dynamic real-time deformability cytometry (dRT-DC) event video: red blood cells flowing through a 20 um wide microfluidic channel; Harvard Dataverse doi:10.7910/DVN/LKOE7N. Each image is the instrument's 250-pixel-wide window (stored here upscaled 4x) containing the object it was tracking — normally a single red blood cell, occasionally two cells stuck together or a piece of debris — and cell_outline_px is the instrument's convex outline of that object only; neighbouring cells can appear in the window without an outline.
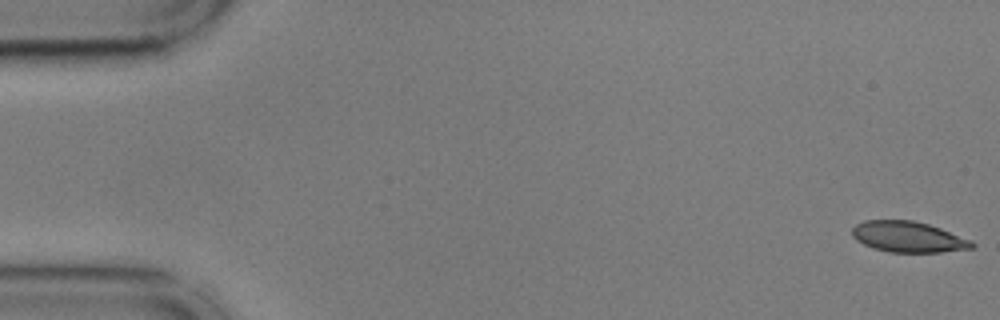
{"species": "common noctule bat (a hibernating species)", "species_latin": "Nyctalus noctula", "temperature_condition": "cold", "stored_images_in_passage": 55, "camera_frame_rate_fps": 3000, "um_per_image_px": 0.085, "animal": {"sex": "male", "body_mass_g": 17.9, "forearm_length_mm": 54.2}, "frame": {"image": 1, "passage_image": 1, "time_ms": 0.0, "image_size_px": [1000, 320], "cell_outline_px": [[976, 244], [972, 248], [940, 252], [888, 252], [872, 248], [856, 240], [852, 236], [852, 228], [856, 224], [864, 220], [912, 220], [928, 224], [940, 228], [972, 240]], "centroid_in_image_um": [77.18, 20.13], "position_along_channel_um": 7.8, "area_um2": 21.56}}
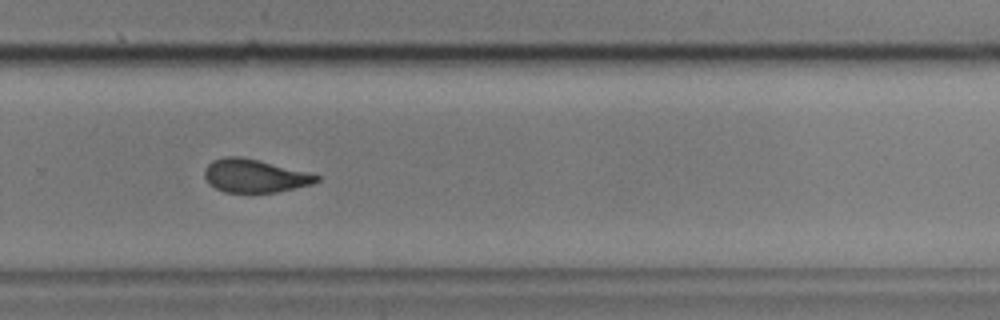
{"frame": {"image": 2, "passage_image": 37, "time_ms": 12.0, "image_size_px": [1000, 320], "cell_outline_px": [[320, 180], [312, 184], [276, 192], [248, 196], [224, 192], [208, 184], [204, 176], [204, 168], [212, 160], [224, 156], [240, 156], [260, 160], [320, 176]], "centroid_in_image_um": [21.57, 14.99], "position_along_channel_um": 308.2, "area_um2": 22.37}}
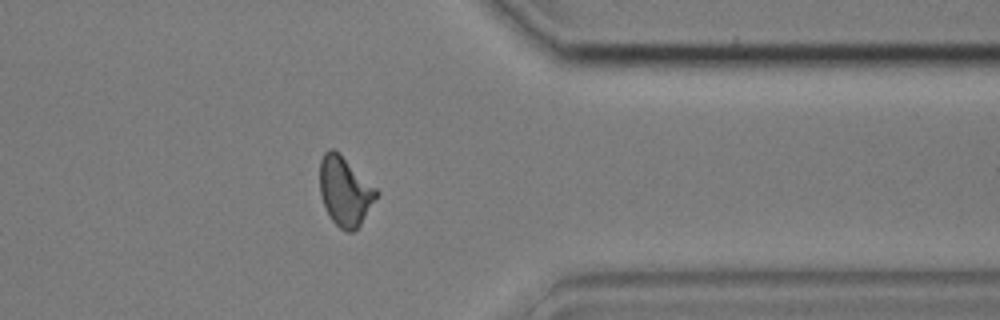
{"frame": {"image": 3, "passage_image": 44, "time_ms": 14.333, "image_size_px": [1000, 320], "cell_outline_px": [[380, 192], [360, 224], [352, 232], [348, 232], [340, 228], [332, 220], [324, 208], [320, 196], [320, 160], [324, 152], [328, 148], [332, 148], [340, 152]], "centroid_in_image_um": [29.3, 16.22], "position_along_channel_um": 382.1, "area_um2": 22.89}, "authors_computed_cell_mechanics": {"area_um2": 22.7154, "velocity_mm_per_s": 3.6192, "shape_relaxation_time_tau1_ms": 3.7443, "shape_relaxation_time_tau2_ms": 2.4861, "deformation_change_tau1": 0.1423, "deformation_change_tau2": 0.0743}}